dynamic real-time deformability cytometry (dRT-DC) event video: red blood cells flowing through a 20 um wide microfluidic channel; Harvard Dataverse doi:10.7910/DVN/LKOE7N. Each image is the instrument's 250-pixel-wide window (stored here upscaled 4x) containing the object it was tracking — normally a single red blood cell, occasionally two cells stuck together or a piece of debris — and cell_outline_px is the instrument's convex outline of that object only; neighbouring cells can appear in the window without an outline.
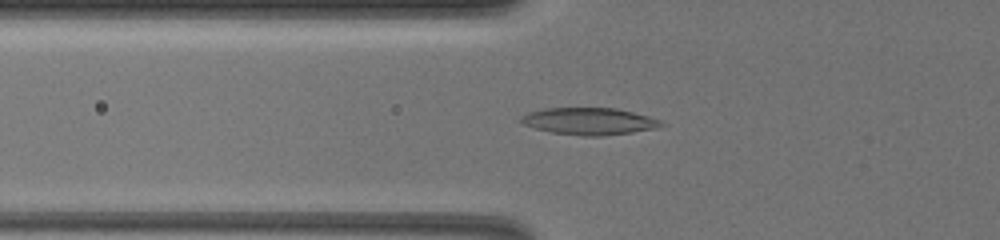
{"species": "common noctule bat (a hibernating species)", "species_latin": "Nyctalus noctula", "temperature_condition": "warm", "stored_images_in_passage": 63, "camera_frame_rate_fps": 3000, "um_per_image_px": 0.085, "animal": {"sex": "female", "body_mass_g": 19.5, "forearm_length_mm": 54.1}, "frame": {"image": 1, "passage_image": 24, "time_ms": 7.667, "image_size_px": [1000, 240], "cell_outline_px": [[664, 124], [656, 128], [632, 132], [604, 136], [584, 136], [552, 132], [536, 128], [524, 124], [520, 120], [520, 116], [528, 112], [544, 108], [616, 108], [648, 116], [660, 120]], "centroid_in_image_um": [50.07, 10.3], "position_along_channel_um": 75.7, "area_um2": 21.91}}
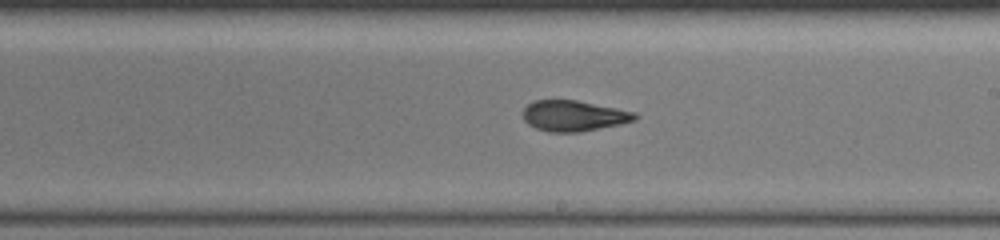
{"frame": {"image": 2, "passage_image": 39, "time_ms": 12.667, "image_size_px": [1000, 240], "cell_outline_px": [[640, 116], [636, 120], [620, 124], [580, 132], [548, 132], [536, 128], [528, 124], [524, 120], [524, 108], [528, 104], [536, 100], [576, 100], [636, 112]], "centroid_in_image_um": [48.79, 9.85], "position_along_channel_um": 240.2, "area_um2": 20.0}}
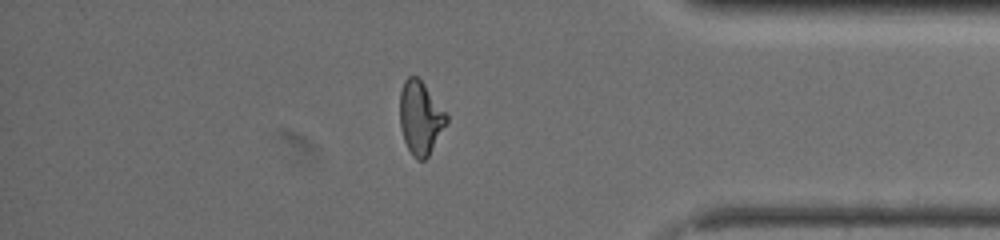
{"frame": {"image": 3, "passage_image": 55, "time_ms": 18.0, "image_size_px": [1000, 240], "cell_outline_px": [[448, 124], [428, 156], [424, 160], [416, 160], [412, 156], [404, 140], [400, 124], [400, 92], [404, 80], [408, 76], [416, 76], [424, 84], [448, 116]], "centroid_in_image_um": [35.74, 10.04], "position_along_channel_um": 399.5, "area_um2": 19.88}, "authors_computed_cell_mechanics": {"area_um2": 20.7502, "velocity_mm_per_s": 3.3178, "shape_relaxation_time_tau1_ms": null, "shape_relaxation_time_tau2_ms": 1.8233, "deformation_change_tau1": null, "deformation_change_tau2": 0.0797}}